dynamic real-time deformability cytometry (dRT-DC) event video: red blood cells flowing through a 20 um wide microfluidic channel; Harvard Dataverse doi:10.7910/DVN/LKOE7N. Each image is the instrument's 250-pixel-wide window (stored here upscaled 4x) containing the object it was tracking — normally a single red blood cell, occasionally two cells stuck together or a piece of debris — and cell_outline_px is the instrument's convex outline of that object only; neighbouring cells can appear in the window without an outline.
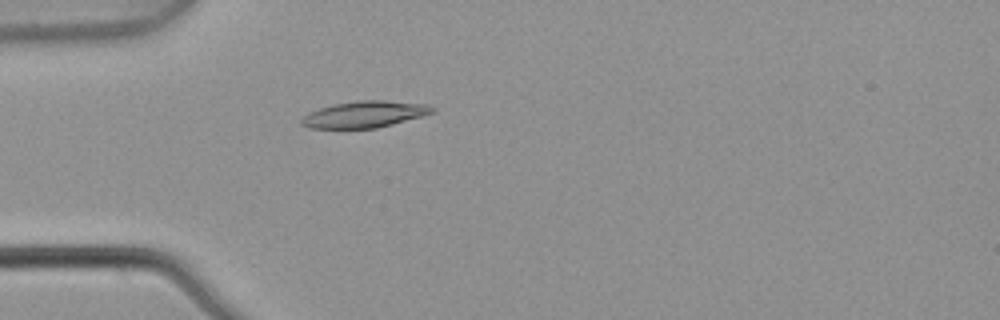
{"species": "common noctule bat (a hibernating species)", "species_latin": "Nyctalus noctula", "temperature_condition": "warm", "stored_images_in_passage": 5, "camera_frame_rate_fps": 3000, "um_per_image_px": 0.085, "animal": {"sex": "male", "body_mass_g": 21.5, "forearm_length_mm": 52.0}, "frame": {"image": 1, "passage_image": 5, "time_ms": 1.333, "image_size_px": [1000, 320], "cell_outline_px": [[436, 108], [432, 112], [420, 116], [392, 124], [376, 128], [308, 128], [300, 124], [300, 120], [308, 112], [332, 104], [356, 100], [384, 100], [428, 104]], "centroid_in_image_um": [30.94, 9.71], "position_along_channel_um": 54.1, "area_um2": 20.17}}